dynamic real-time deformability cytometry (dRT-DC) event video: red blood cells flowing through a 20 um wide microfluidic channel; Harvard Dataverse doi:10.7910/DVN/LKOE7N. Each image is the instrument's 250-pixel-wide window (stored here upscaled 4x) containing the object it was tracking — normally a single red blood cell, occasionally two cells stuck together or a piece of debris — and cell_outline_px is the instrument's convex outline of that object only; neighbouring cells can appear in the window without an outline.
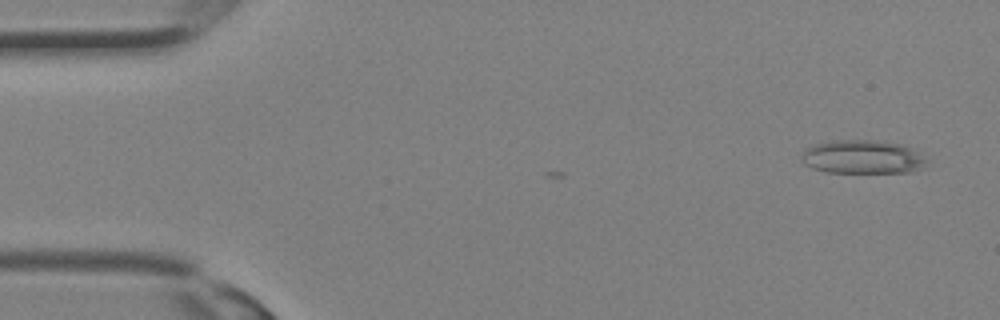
{"species": "Egyptian fruit bat (a non-hibernating species)", "species_latin": "Rousettus aegyptiacus", "temperature_condition": "room temperature", "stored_images_in_passage": 18, "camera_frame_rate_fps": 3000, "um_per_image_px": 0.085, "animal": {"sex": "female"}, "frame": {"image": 1, "passage_image": 2, "time_ms": 0.333, "image_size_px": [1000, 320], "cell_outline_px": [[928, 160], [924, 168], [912, 172], [824, 172], [812, 168], [804, 164], [800, 160], [804, 148], [828, 140], [880, 140], [900, 144], [920, 152]], "centroid_in_image_um": [73.32, 13.34], "position_along_channel_um": 11.7, "area_um2": 24.91}}
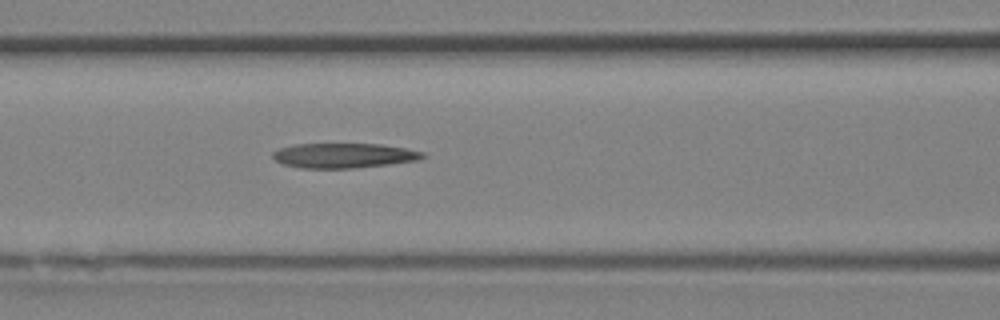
{"frame": {"image": 2, "passage_image": 14, "time_ms": 4.333, "image_size_px": [1000, 320], "cell_outline_px": [[428, 156], [420, 160], [388, 164], [352, 168], [300, 168], [284, 164], [276, 160], [272, 156], [272, 152], [280, 148], [292, 144], [380, 144], [404, 148], [424, 152]], "centroid_in_image_um": [29.24, 13.22], "position_along_channel_um": 137.4, "area_um2": 21.68}}
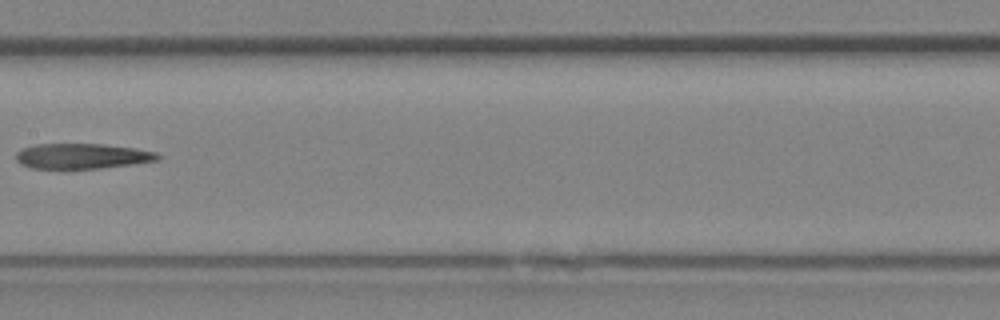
{"frame": {"image": 3, "passage_image": 17, "time_ms": 5.333, "image_size_px": [1000, 320], "cell_outline_px": [[160, 160], [132, 164], [100, 168], [32, 168], [20, 164], [16, 160], [16, 152], [24, 148], [36, 144], [104, 144], [136, 148], [156, 152], [160, 156]], "centroid_in_image_um": [6.99, 13.26], "position_along_channel_um": 200.4, "area_um2": 20.81}}